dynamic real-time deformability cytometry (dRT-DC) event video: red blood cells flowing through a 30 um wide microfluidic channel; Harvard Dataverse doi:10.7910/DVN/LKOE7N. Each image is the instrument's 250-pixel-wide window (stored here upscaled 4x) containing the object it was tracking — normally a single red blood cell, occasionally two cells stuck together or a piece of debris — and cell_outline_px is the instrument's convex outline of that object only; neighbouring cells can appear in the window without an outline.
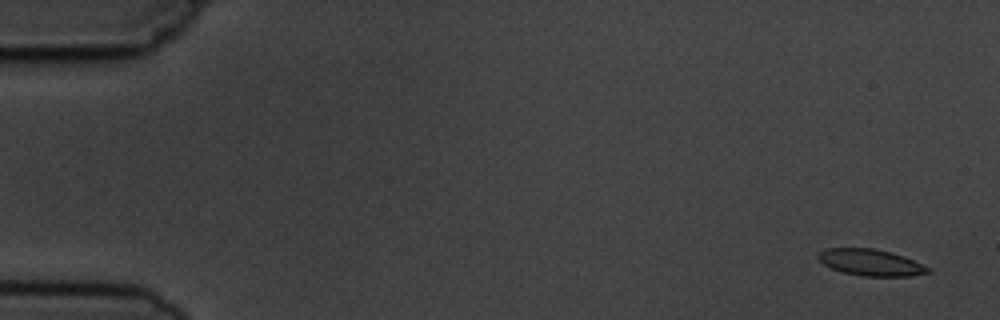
{"species": "common noctule bat (a hibernating species)", "species_latin": "Nyctalus noctula", "temperature_condition": "cold", "stored_images_in_passage": 4, "camera_frame_rate_fps": 3000, "um_per_image_px": 0.085, "animal": {"sex": "male", "body_mass_g": 19.5, "forearm_length_mm": 54.6}, "frame": {"image": 1, "passage_image": 1, "time_ms": 0.0, "image_size_px": [1000, 320], "cell_outline_px": [[932, 272], [912, 276], [860, 276], [844, 272], [832, 268], [824, 264], [816, 256], [820, 252], [828, 248], [872, 248], [892, 252], [904, 256], [932, 268]], "centroid_in_image_um": [74.07, 22.31], "position_along_channel_um": 10.9, "area_um2": 16.99}}
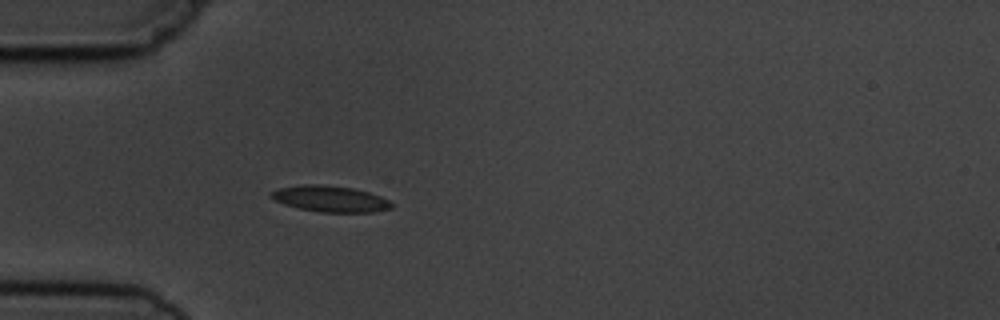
{"frame": {"image": 2, "passage_image": 4, "time_ms": 4.667, "image_size_px": [1000, 320], "cell_outline_px": [[392, 208], [372, 212], [320, 212], [300, 208], [284, 204], [268, 196], [268, 192], [280, 188], [300, 184], [320, 184], [352, 188], [368, 192], [380, 196], [388, 200], [392, 204]], "centroid_in_image_um": [28.03, 16.89], "position_along_channel_um": 57.0, "area_um2": 18.26}}